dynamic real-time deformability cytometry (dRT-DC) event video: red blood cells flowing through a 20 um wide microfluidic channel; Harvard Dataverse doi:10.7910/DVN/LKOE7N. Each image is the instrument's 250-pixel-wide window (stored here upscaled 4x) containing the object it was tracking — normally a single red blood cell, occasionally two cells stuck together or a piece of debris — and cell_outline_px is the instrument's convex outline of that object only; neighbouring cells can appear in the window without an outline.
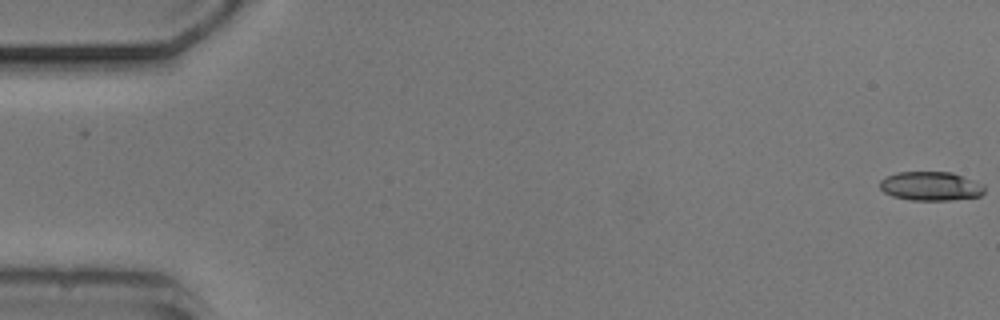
{"species": "common noctule bat (a hibernating species)", "species_latin": "Nyctalus noctula", "temperature_condition": "cold", "stored_images_in_passage": 54, "camera_frame_rate_fps": 3000, "um_per_image_px": 0.085, "animal": {"sex": "male", "body_mass_g": 20.5, "forearm_length_mm": 52.5}, "frame": {"image": 1, "passage_image": 1, "time_ms": 0.0, "image_size_px": [1000, 320], "cell_outline_px": [[984, 192], [980, 196], [948, 200], [912, 200], [892, 196], [884, 192], [880, 188], [880, 180], [896, 172], [952, 172], [984, 184]], "centroid_in_image_um": [79.11, 15.82], "position_along_channel_um": 5.9, "area_um2": 17.63}}
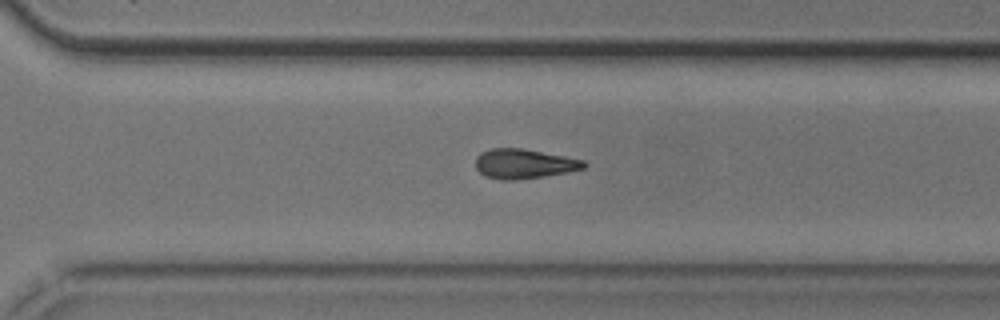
{"frame": {"image": 2, "passage_image": 38, "time_ms": 12.333, "image_size_px": [1000, 320], "cell_outline_px": [[588, 164], [584, 168], [568, 172], [544, 176], [516, 180], [500, 180], [484, 176], [476, 168], [476, 156], [480, 152], [492, 148], [524, 148], [584, 160]], "centroid_in_image_um": [44.53, 13.92], "position_along_channel_um": 326.1, "area_um2": 18.84}}
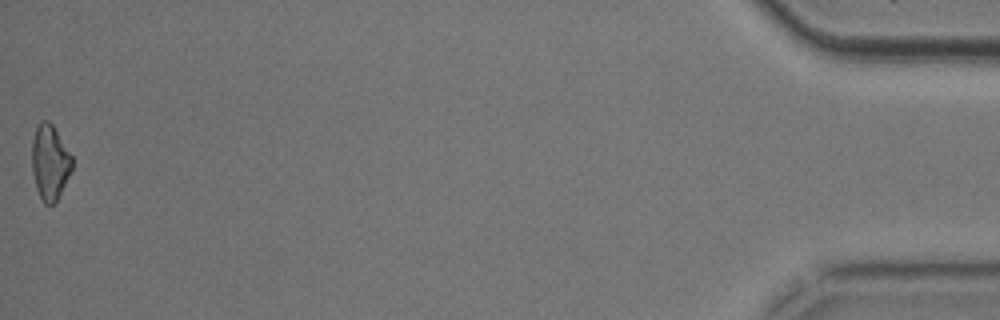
{"frame": {"image": 3, "passage_image": 54, "time_ms": 17.667, "image_size_px": [1000, 320], "cell_outline_px": [[72, 168], [56, 200], [52, 204], [44, 204], [36, 188], [32, 172], [32, 140], [36, 128], [40, 120], [48, 120], [52, 124], [72, 156]], "centroid_in_image_um": [4.22, 13.76], "position_along_channel_um": 431.0, "area_um2": 17.28}}